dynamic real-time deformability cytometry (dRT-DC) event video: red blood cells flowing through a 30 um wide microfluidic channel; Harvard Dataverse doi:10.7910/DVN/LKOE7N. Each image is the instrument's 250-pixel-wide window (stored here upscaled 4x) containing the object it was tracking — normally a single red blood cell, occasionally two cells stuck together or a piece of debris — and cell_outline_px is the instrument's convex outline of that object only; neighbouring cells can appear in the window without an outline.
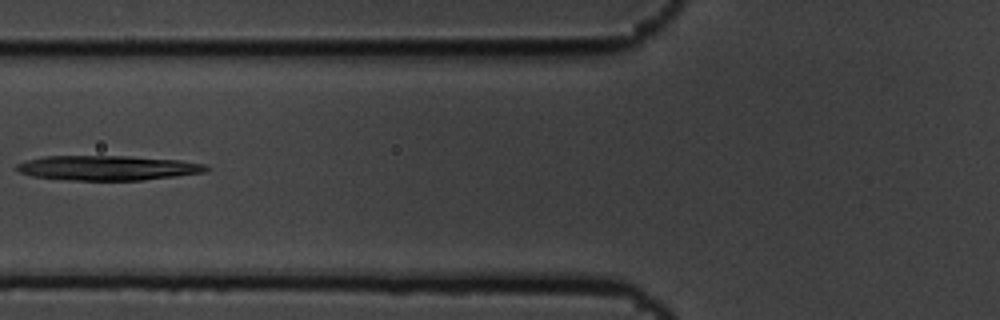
{"species": "common noctule bat (a hibernating species)", "species_latin": "Nyctalus noctula", "temperature_condition": "cold", "stored_images_in_passage": 7, "camera_frame_rate_fps": 3000, "um_per_image_px": 0.085, "animal": {"sex": "male", "body_mass_g": 19.5, "forearm_length_mm": 54.6}, "frame": {"image": 1, "passage_image": 6, "time_ms": 1.667, "image_size_px": [1000, 320], "cell_outline_px": [[208, 168], [204, 172], [176, 176], [140, 180], [68, 180], [32, 176], [20, 172], [16, 168], [16, 164], [28, 160], [44, 156], [128, 156], [180, 160], [204, 164]], "centroid_in_image_um": [9.12, 14.27], "position_along_channel_um": 116.7, "area_um2": 27.11}}
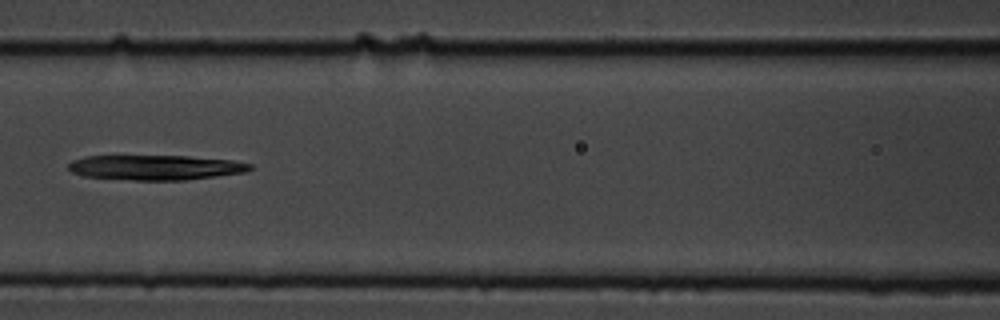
{"frame": {"image": 2, "passage_image": 7, "time_ms": 2.0, "image_size_px": [1000, 320], "cell_outline_px": [[252, 168], [244, 172], [216, 176], [184, 180], [132, 180], [84, 176], [72, 172], [68, 168], [68, 164], [72, 160], [84, 156], [188, 156], [232, 160], [252, 164]], "centroid_in_image_um": [13.19, 14.23], "position_along_channel_um": 153.4, "area_um2": 26.3}}